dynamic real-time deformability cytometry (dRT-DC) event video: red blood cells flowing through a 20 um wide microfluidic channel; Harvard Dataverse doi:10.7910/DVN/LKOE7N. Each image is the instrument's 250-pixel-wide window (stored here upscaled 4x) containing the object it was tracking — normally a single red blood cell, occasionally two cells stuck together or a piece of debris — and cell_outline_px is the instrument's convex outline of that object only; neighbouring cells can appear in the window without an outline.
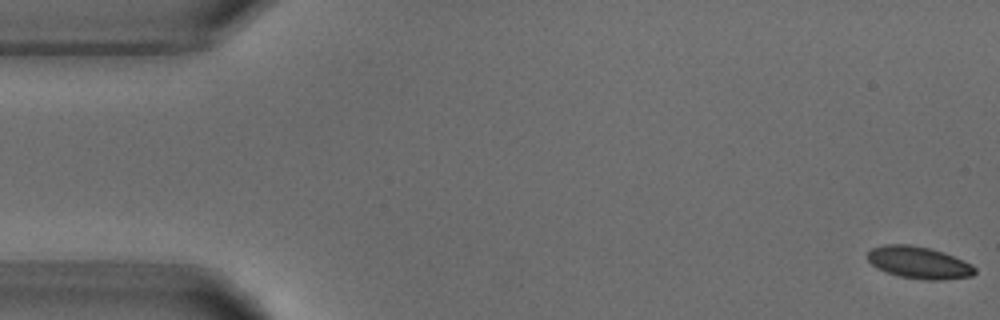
{"species": "common noctule bat (a hibernating species)", "species_latin": "Nyctalus noctula", "temperature_condition": "warm", "stored_images_in_passage": 5, "camera_frame_rate_fps": 3000, "um_per_image_px": 0.085, "animal": {"sex": "male", "body_mass_g": 18.8}, "frame": {"image": 1, "passage_image": 1, "time_ms": 0.0, "image_size_px": [1000, 320], "cell_outline_px": [[976, 272], [972, 276], [944, 280], [924, 280], [900, 276], [884, 272], [876, 268], [868, 260], [868, 252], [872, 248], [884, 244], [908, 244], [928, 248], [944, 252], [964, 260], [972, 264], [976, 268]], "centroid_in_image_um": [78.12, 22.32], "position_along_channel_um": 6.9, "area_um2": 20.23}}
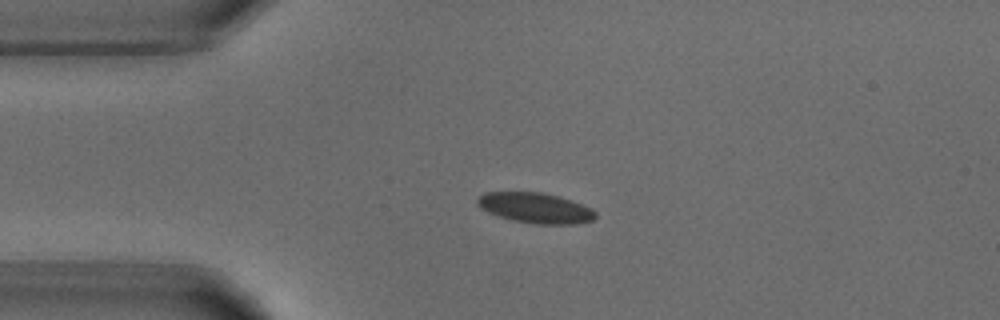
{"frame": {"image": 2, "passage_image": 4, "time_ms": 3.667, "image_size_px": [1000, 320], "cell_outline_px": [[596, 216], [592, 220], [576, 224], [536, 224], [512, 220], [488, 212], [480, 208], [476, 204], [476, 196], [484, 192], [540, 192], [560, 196], [572, 200], [592, 208], [596, 212]], "centroid_in_image_um": [45.49, 17.66], "position_along_channel_um": 39.5, "area_um2": 21.1}}